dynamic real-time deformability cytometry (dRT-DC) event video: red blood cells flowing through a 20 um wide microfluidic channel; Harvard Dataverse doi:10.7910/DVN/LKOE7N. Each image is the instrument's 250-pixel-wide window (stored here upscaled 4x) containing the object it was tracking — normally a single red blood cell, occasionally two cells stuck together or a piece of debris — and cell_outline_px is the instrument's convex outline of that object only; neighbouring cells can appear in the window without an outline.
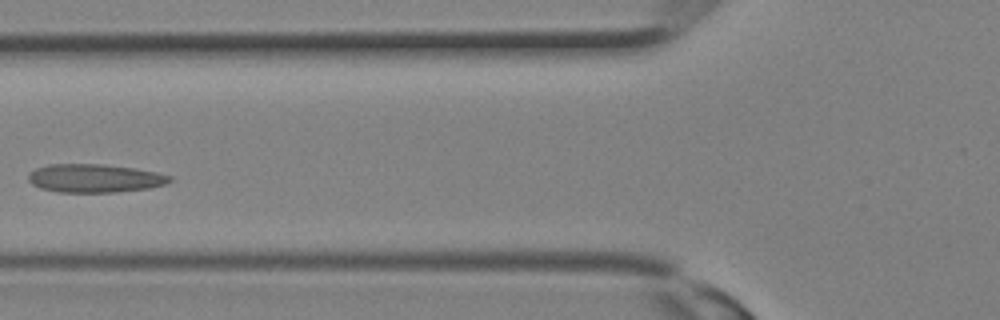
{"species": "Egyptian fruit bat (a non-hibernating species)", "species_latin": "Rousettus aegyptiacus", "temperature_condition": "room temperature", "stored_images_in_passage": 12, "camera_frame_rate_fps": 3000, "um_per_image_px": 0.085, "animal": {"sex": "female"}, "frame": {"image": 1, "passage_image": 9, "time_ms": 2.667, "image_size_px": [1000, 320], "cell_outline_px": [[172, 180], [164, 184], [148, 188], [116, 192], [60, 192], [40, 188], [32, 184], [28, 180], [28, 176], [36, 168], [48, 164], [104, 164], [136, 168], [156, 172], [172, 176]], "centroid_in_image_um": [8.05, 15.14], "position_along_channel_um": 117.7, "area_um2": 23.35}}
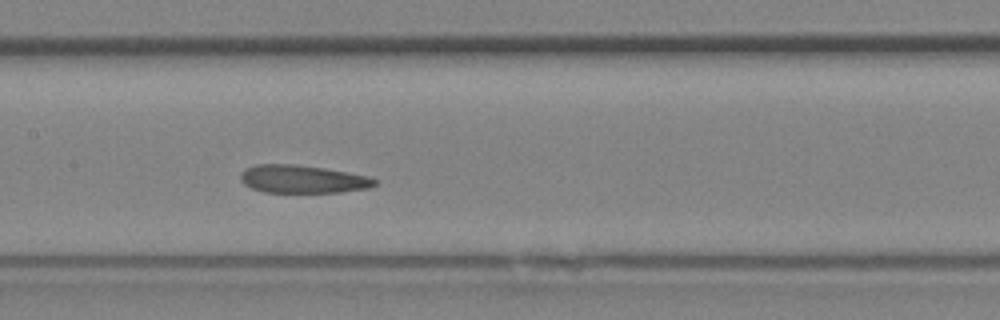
{"frame": {"image": 2, "passage_image": 12, "time_ms": 3.667, "image_size_px": [1000, 320], "cell_outline_px": [[380, 180], [376, 184], [368, 188], [340, 192], [264, 192], [252, 188], [244, 184], [240, 180], [240, 176], [244, 168], [256, 164], [296, 164], [324, 168], [368, 176]], "centroid_in_image_um": [25.71, 15.22], "position_along_channel_um": 181.7, "area_um2": 21.91}}